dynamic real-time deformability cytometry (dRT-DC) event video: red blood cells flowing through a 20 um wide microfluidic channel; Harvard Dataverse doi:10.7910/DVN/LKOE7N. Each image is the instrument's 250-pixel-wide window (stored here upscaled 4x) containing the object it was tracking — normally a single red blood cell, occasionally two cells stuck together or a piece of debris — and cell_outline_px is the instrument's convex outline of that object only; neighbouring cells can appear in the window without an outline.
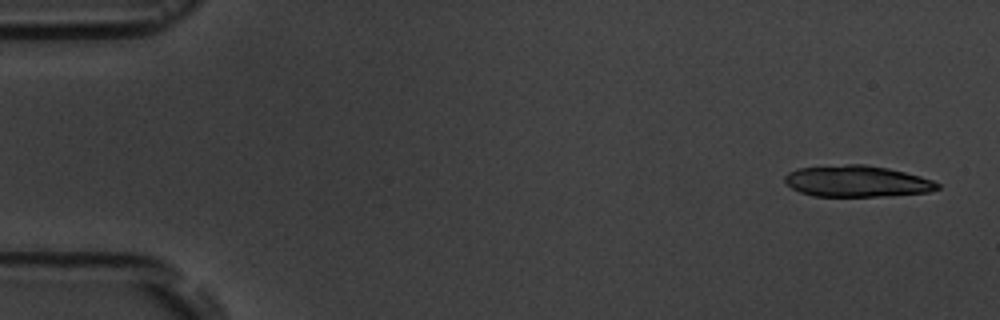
{"species": "common noctule bat (a hibernating species)", "species_latin": "Nyctalus noctula", "temperature_condition": "room temperature", "stored_images_in_passage": 9, "camera_frame_rate_fps": 3000, "um_per_image_px": 0.085, "animal": {"sex": "male", "body_mass_g": 19.5, "forearm_length_mm": 54.6}, "frame": {"image": 1, "passage_image": 1, "time_ms": 0.0, "image_size_px": [1000, 320], "cell_outline_px": [[940, 188], [928, 192], [892, 196], [812, 196], [800, 192], [792, 188], [784, 180], [784, 176], [788, 172], [796, 168], [848, 164], [864, 164], [888, 168], [920, 176], [932, 180], [940, 184]], "centroid_in_image_um": [72.84, 15.41], "position_along_channel_um": 12.2, "area_um2": 27.98}}
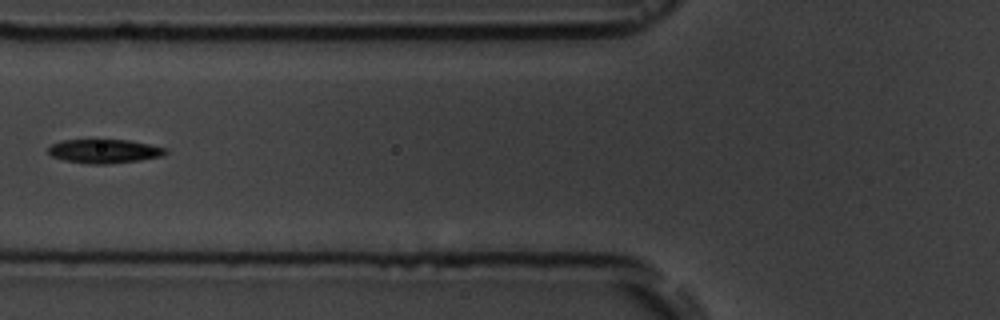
{"frame": {"image": 2, "passage_image": 6, "time_ms": 6.667, "image_size_px": [1000, 320], "cell_outline_px": [[168, 152], [164, 156], [140, 160], [108, 164], [88, 164], [64, 160], [52, 156], [48, 152], [48, 148], [52, 144], [60, 140], [96, 136], [128, 140], [168, 148]], "centroid_in_image_um": [8.84, 12.79], "position_along_channel_um": 117.0, "area_um2": 17.4}}
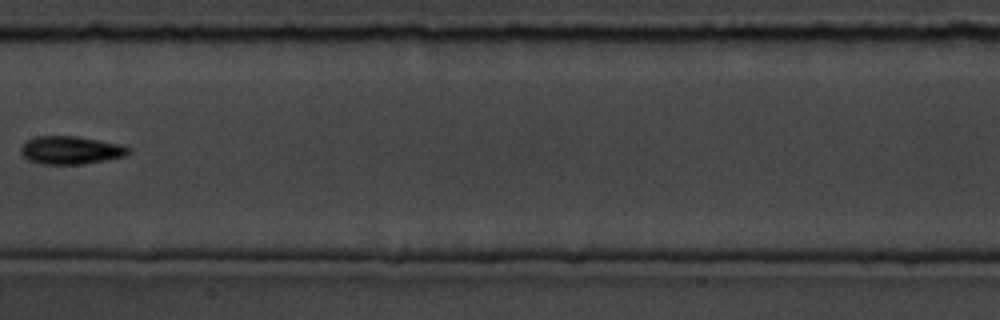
{"frame": {"image": 3, "passage_image": 8, "time_ms": 9.0, "image_size_px": [1000, 320], "cell_outline_px": [[132, 152], [128, 156], [84, 164], [40, 164], [28, 160], [20, 152], [20, 148], [28, 140], [36, 136], [76, 136], [120, 144], [132, 148]], "centroid_in_image_um": [6.06, 12.77], "position_along_channel_um": 201.3, "area_um2": 17.74}}